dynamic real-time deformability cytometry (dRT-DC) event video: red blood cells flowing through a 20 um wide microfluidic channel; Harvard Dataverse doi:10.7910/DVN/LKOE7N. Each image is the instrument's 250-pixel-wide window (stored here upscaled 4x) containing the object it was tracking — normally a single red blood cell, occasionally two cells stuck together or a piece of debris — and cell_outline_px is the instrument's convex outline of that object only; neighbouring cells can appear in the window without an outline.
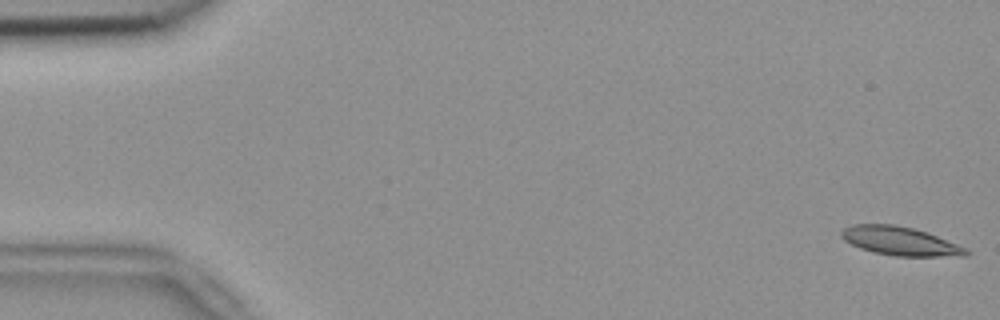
{"species": "common noctule bat (a hibernating species)", "species_latin": "Nyctalus noctula", "temperature_condition": "room temperature", "stored_images_in_passage": 54, "camera_frame_rate_fps": 3000, "um_per_image_px": 0.085, "animal": {"sex": "female", "body_mass_g": 18.4}, "frame": {"image": 1, "passage_image": 1, "time_ms": 0.0, "image_size_px": [1000, 320], "cell_outline_px": [[972, 252], [968, 256], [896, 256], [872, 252], [860, 248], [844, 240], [840, 236], [840, 232], [844, 228], [852, 224], [892, 224], [912, 228], [936, 236], [968, 248]], "centroid_in_image_um": [76.52, 20.5], "position_along_channel_um": 8.5, "area_um2": 20.81}}
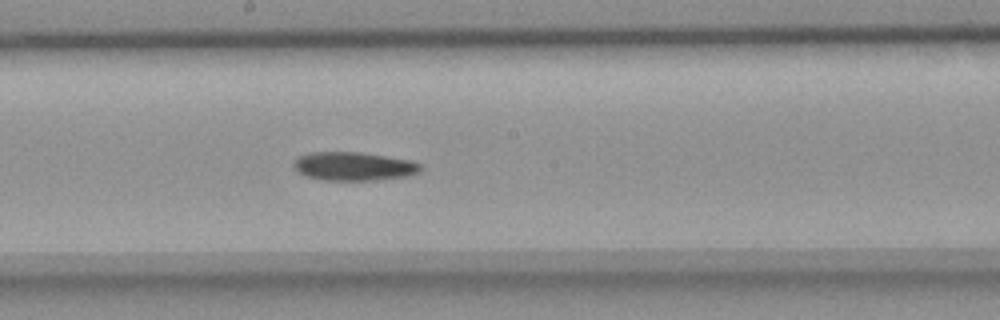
{"frame": {"image": 2, "passage_image": 29, "time_ms": 9.333, "image_size_px": [1000, 320], "cell_outline_px": [[424, 168], [420, 172], [408, 176], [380, 180], [320, 180], [296, 172], [292, 168], [292, 164], [296, 156], [308, 152], [360, 152], [408, 160], [420, 164]], "centroid_in_image_um": [30.01, 14.14], "position_along_channel_um": 218.2, "area_um2": 21.44}}
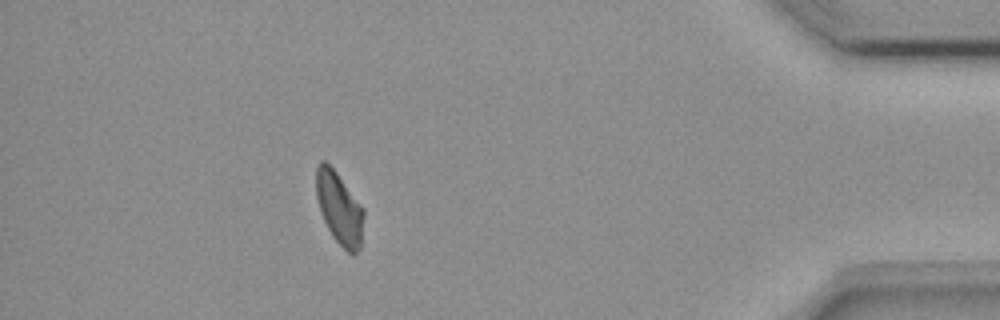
{"frame": {"image": 3, "passage_image": 48, "time_ms": 15.667, "image_size_px": [1000, 320], "cell_outline_px": [[364, 216], [360, 248], [352, 256], [332, 236], [320, 212], [316, 196], [316, 164], [320, 160], [324, 160], [336, 172], [364, 208]], "centroid_in_image_um": [28.83, 17.69], "position_along_channel_um": 406.4, "area_um2": 20.0}}